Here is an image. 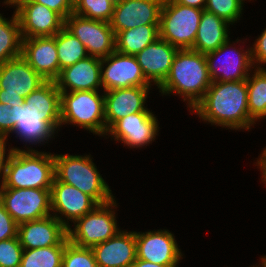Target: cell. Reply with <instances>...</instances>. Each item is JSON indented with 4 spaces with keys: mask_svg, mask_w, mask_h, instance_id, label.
<instances>
[{
    "mask_svg": "<svg viewBox=\"0 0 266 267\" xmlns=\"http://www.w3.org/2000/svg\"><path fill=\"white\" fill-rule=\"evenodd\" d=\"M191 113L211 125L231 130L249 131L256 124L249 115L246 80L212 82Z\"/></svg>",
    "mask_w": 266,
    "mask_h": 267,
    "instance_id": "obj_1",
    "label": "cell"
},
{
    "mask_svg": "<svg viewBox=\"0 0 266 267\" xmlns=\"http://www.w3.org/2000/svg\"><path fill=\"white\" fill-rule=\"evenodd\" d=\"M211 84L205 54L183 49L176 52L170 72L158 89L161 95L178 94L192 110Z\"/></svg>",
    "mask_w": 266,
    "mask_h": 267,
    "instance_id": "obj_2",
    "label": "cell"
},
{
    "mask_svg": "<svg viewBox=\"0 0 266 267\" xmlns=\"http://www.w3.org/2000/svg\"><path fill=\"white\" fill-rule=\"evenodd\" d=\"M12 149L0 188L51 189L55 178L54 154L39 152L31 146L27 150Z\"/></svg>",
    "mask_w": 266,
    "mask_h": 267,
    "instance_id": "obj_3",
    "label": "cell"
},
{
    "mask_svg": "<svg viewBox=\"0 0 266 267\" xmlns=\"http://www.w3.org/2000/svg\"><path fill=\"white\" fill-rule=\"evenodd\" d=\"M55 177L79 189L98 204L114 199L112 190L100 175L91 155L54 154Z\"/></svg>",
    "mask_w": 266,
    "mask_h": 267,
    "instance_id": "obj_4",
    "label": "cell"
},
{
    "mask_svg": "<svg viewBox=\"0 0 266 267\" xmlns=\"http://www.w3.org/2000/svg\"><path fill=\"white\" fill-rule=\"evenodd\" d=\"M61 93V127L76 125L89 133L106 136L104 93L99 91H72Z\"/></svg>",
    "mask_w": 266,
    "mask_h": 267,
    "instance_id": "obj_5",
    "label": "cell"
},
{
    "mask_svg": "<svg viewBox=\"0 0 266 267\" xmlns=\"http://www.w3.org/2000/svg\"><path fill=\"white\" fill-rule=\"evenodd\" d=\"M202 9L163 2L159 20V37L178 50L192 49L197 35Z\"/></svg>",
    "mask_w": 266,
    "mask_h": 267,
    "instance_id": "obj_6",
    "label": "cell"
},
{
    "mask_svg": "<svg viewBox=\"0 0 266 267\" xmlns=\"http://www.w3.org/2000/svg\"><path fill=\"white\" fill-rule=\"evenodd\" d=\"M117 202L115 198L107 203L97 205L92 211L74 222V228L67 229L70 242L80 247H92L107 241L121 229L116 220Z\"/></svg>",
    "mask_w": 266,
    "mask_h": 267,
    "instance_id": "obj_7",
    "label": "cell"
},
{
    "mask_svg": "<svg viewBox=\"0 0 266 267\" xmlns=\"http://www.w3.org/2000/svg\"><path fill=\"white\" fill-rule=\"evenodd\" d=\"M45 82L22 55L0 63V103L23 105L24 98Z\"/></svg>",
    "mask_w": 266,
    "mask_h": 267,
    "instance_id": "obj_8",
    "label": "cell"
},
{
    "mask_svg": "<svg viewBox=\"0 0 266 267\" xmlns=\"http://www.w3.org/2000/svg\"><path fill=\"white\" fill-rule=\"evenodd\" d=\"M0 200L17 224L52 214L51 189L0 188Z\"/></svg>",
    "mask_w": 266,
    "mask_h": 267,
    "instance_id": "obj_9",
    "label": "cell"
},
{
    "mask_svg": "<svg viewBox=\"0 0 266 267\" xmlns=\"http://www.w3.org/2000/svg\"><path fill=\"white\" fill-rule=\"evenodd\" d=\"M229 40L218 49L205 54L208 72L212 82L246 80L253 68H255L251 57V46L246 50H244V47L242 49V46L236 49L234 44L232 45ZM228 50L229 52H227Z\"/></svg>",
    "mask_w": 266,
    "mask_h": 267,
    "instance_id": "obj_10",
    "label": "cell"
},
{
    "mask_svg": "<svg viewBox=\"0 0 266 267\" xmlns=\"http://www.w3.org/2000/svg\"><path fill=\"white\" fill-rule=\"evenodd\" d=\"M65 27L86 47L89 56L102 59L116 50L115 33L109 22L72 13L65 19Z\"/></svg>",
    "mask_w": 266,
    "mask_h": 267,
    "instance_id": "obj_11",
    "label": "cell"
},
{
    "mask_svg": "<svg viewBox=\"0 0 266 267\" xmlns=\"http://www.w3.org/2000/svg\"><path fill=\"white\" fill-rule=\"evenodd\" d=\"M22 38L54 36L65 26V19L46 6L28 0H13Z\"/></svg>",
    "mask_w": 266,
    "mask_h": 267,
    "instance_id": "obj_12",
    "label": "cell"
},
{
    "mask_svg": "<svg viewBox=\"0 0 266 267\" xmlns=\"http://www.w3.org/2000/svg\"><path fill=\"white\" fill-rule=\"evenodd\" d=\"M100 76L103 92L134 86H153L145 78L135 55H125L116 50L101 59Z\"/></svg>",
    "mask_w": 266,
    "mask_h": 267,
    "instance_id": "obj_13",
    "label": "cell"
},
{
    "mask_svg": "<svg viewBox=\"0 0 266 267\" xmlns=\"http://www.w3.org/2000/svg\"><path fill=\"white\" fill-rule=\"evenodd\" d=\"M135 239L137 259L165 266H178L183 259L174 234L167 229L135 231Z\"/></svg>",
    "mask_w": 266,
    "mask_h": 267,
    "instance_id": "obj_14",
    "label": "cell"
},
{
    "mask_svg": "<svg viewBox=\"0 0 266 267\" xmlns=\"http://www.w3.org/2000/svg\"><path fill=\"white\" fill-rule=\"evenodd\" d=\"M159 124L153 112L128 114L117 120L106 132V136L132 148L149 146L156 139Z\"/></svg>",
    "mask_w": 266,
    "mask_h": 267,
    "instance_id": "obj_15",
    "label": "cell"
},
{
    "mask_svg": "<svg viewBox=\"0 0 266 267\" xmlns=\"http://www.w3.org/2000/svg\"><path fill=\"white\" fill-rule=\"evenodd\" d=\"M99 205L92 197L74 186L60 182L56 177L51 186V210L67 229ZM64 216V217H63Z\"/></svg>",
    "mask_w": 266,
    "mask_h": 267,
    "instance_id": "obj_16",
    "label": "cell"
},
{
    "mask_svg": "<svg viewBox=\"0 0 266 267\" xmlns=\"http://www.w3.org/2000/svg\"><path fill=\"white\" fill-rule=\"evenodd\" d=\"M162 4L161 0H118L109 22L115 36L123 30L159 24Z\"/></svg>",
    "mask_w": 266,
    "mask_h": 267,
    "instance_id": "obj_17",
    "label": "cell"
},
{
    "mask_svg": "<svg viewBox=\"0 0 266 267\" xmlns=\"http://www.w3.org/2000/svg\"><path fill=\"white\" fill-rule=\"evenodd\" d=\"M151 86H134L104 91L106 132L128 114L152 112L145 106Z\"/></svg>",
    "mask_w": 266,
    "mask_h": 267,
    "instance_id": "obj_18",
    "label": "cell"
},
{
    "mask_svg": "<svg viewBox=\"0 0 266 267\" xmlns=\"http://www.w3.org/2000/svg\"><path fill=\"white\" fill-rule=\"evenodd\" d=\"M22 56L46 81H55L60 74L54 36L22 39Z\"/></svg>",
    "mask_w": 266,
    "mask_h": 267,
    "instance_id": "obj_19",
    "label": "cell"
},
{
    "mask_svg": "<svg viewBox=\"0 0 266 267\" xmlns=\"http://www.w3.org/2000/svg\"><path fill=\"white\" fill-rule=\"evenodd\" d=\"M100 75L101 59L87 56L62 69L55 83L60 92L100 91L99 87H102Z\"/></svg>",
    "mask_w": 266,
    "mask_h": 267,
    "instance_id": "obj_20",
    "label": "cell"
},
{
    "mask_svg": "<svg viewBox=\"0 0 266 267\" xmlns=\"http://www.w3.org/2000/svg\"><path fill=\"white\" fill-rule=\"evenodd\" d=\"M67 236V228L52 214L18 224L17 237L23 249L58 245Z\"/></svg>",
    "mask_w": 266,
    "mask_h": 267,
    "instance_id": "obj_21",
    "label": "cell"
},
{
    "mask_svg": "<svg viewBox=\"0 0 266 267\" xmlns=\"http://www.w3.org/2000/svg\"><path fill=\"white\" fill-rule=\"evenodd\" d=\"M91 249L98 267H131L137 258L135 231L120 230Z\"/></svg>",
    "mask_w": 266,
    "mask_h": 267,
    "instance_id": "obj_22",
    "label": "cell"
},
{
    "mask_svg": "<svg viewBox=\"0 0 266 267\" xmlns=\"http://www.w3.org/2000/svg\"><path fill=\"white\" fill-rule=\"evenodd\" d=\"M178 49L160 37L135 55L145 78L157 88L168 76Z\"/></svg>",
    "mask_w": 266,
    "mask_h": 267,
    "instance_id": "obj_23",
    "label": "cell"
},
{
    "mask_svg": "<svg viewBox=\"0 0 266 267\" xmlns=\"http://www.w3.org/2000/svg\"><path fill=\"white\" fill-rule=\"evenodd\" d=\"M24 103L58 133V128L61 127V93L55 81H46L24 98Z\"/></svg>",
    "mask_w": 266,
    "mask_h": 267,
    "instance_id": "obj_24",
    "label": "cell"
},
{
    "mask_svg": "<svg viewBox=\"0 0 266 267\" xmlns=\"http://www.w3.org/2000/svg\"><path fill=\"white\" fill-rule=\"evenodd\" d=\"M12 133H15L16 138L19 137L27 146V143L29 145L48 143L57 132L24 103L16 105V127Z\"/></svg>",
    "mask_w": 266,
    "mask_h": 267,
    "instance_id": "obj_25",
    "label": "cell"
},
{
    "mask_svg": "<svg viewBox=\"0 0 266 267\" xmlns=\"http://www.w3.org/2000/svg\"><path fill=\"white\" fill-rule=\"evenodd\" d=\"M229 25L224 19L204 9L192 50L206 54L218 49L230 39Z\"/></svg>",
    "mask_w": 266,
    "mask_h": 267,
    "instance_id": "obj_26",
    "label": "cell"
},
{
    "mask_svg": "<svg viewBox=\"0 0 266 267\" xmlns=\"http://www.w3.org/2000/svg\"><path fill=\"white\" fill-rule=\"evenodd\" d=\"M159 38V24H147L120 31L115 36L116 51L136 55Z\"/></svg>",
    "mask_w": 266,
    "mask_h": 267,
    "instance_id": "obj_27",
    "label": "cell"
},
{
    "mask_svg": "<svg viewBox=\"0 0 266 267\" xmlns=\"http://www.w3.org/2000/svg\"><path fill=\"white\" fill-rule=\"evenodd\" d=\"M22 35L16 12L10 19L0 14V63L22 55Z\"/></svg>",
    "mask_w": 266,
    "mask_h": 267,
    "instance_id": "obj_28",
    "label": "cell"
},
{
    "mask_svg": "<svg viewBox=\"0 0 266 267\" xmlns=\"http://www.w3.org/2000/svg\"><path fill=\"white\" fill-rule=\"evenodd\" d=\"M247 83V101L250 117L257 122L266 119V68H254Z\"/></svg>",
    "mask_w": 266,
    "mask_h": 267,
    "instance_id": "obj_29",
    "label": "cell"
},
{
    "mask_svg": "<svg viewBox=\"0 0 266 267\" xmlns=\"http://www.w3.org/2000/svg\"><path fill=\"white\" fill-rule=\"evenodd\" d=\"M60 71L89 56L86 47L65 26L55 34Z\"/></svg>",
    "mask_w": 266,
    "mask_h": 267,
    "instance_id": "obj_30",
    "label": "cell"
},
{
    "mask_svg": "<svg viewBox=\"0 0 266 267\" xmlns=\"http://www.w3.org/2000/svg\"><path fill=\"white\" fill-rule=\"evenodd\" d=\"M66 237L56 246L24 249L20 267H61Z\"/></svg>",
    "mask_w": 266,
    "mask_h": 267,
    "instance_id": "obj_31",
    "label": "cell"
},
{
    "mask_svg": "<svg viewBox=\"0 0 266 267\" xmlns=\"http://www.w3.org/2000/svg\"><path fill=\"white\" fill-rule=\"evenodd\" d=\"M115 3L113 0H74L73 13L89 19L110 22Z\"/></svg>",
    "mask_w": 266,
    "mask_h": 267,
    "instance_id": "obj_32",
    "label": "cell"
},
{
    "mask_svg": "<svg viewBox=\"0 0 266 267\" xmlns=\"http://www.w3.org/2000/svg\"><path fill=\"white\" fill-rule=\"evenodd\" d=\"M61 267H98L90 247H80L68 240L62 256Z\"/></svg>",
    "mask_w": 266,
    "mask_h": 267,
    "instance_id": "obj_33",
    "label": "cell"
},
{
    "mask_svg": "<svg viewBox=\"0 0 266 267\" xmlns=\"http://www.w3.org/2000/svg\"><path fill=\"white\" fill-rule=\"evenodd\" d=\"M244 2L245 0H206L205 10L233 25L240 20Z\"/></svg>",
    "mask_w": 266,
    "mask_h": 267,
    "instance_id": "obj_34",
    "label": "cell"
},
{
    "mask_svg": "<svg viewBox=\"0 0 266 267\" xmlns=\"http://www.w3.org/2000/svg\"><path fill=\"white\" fill-rule=\"evenodd\" d=\"M23 248L18 237L0 241V267H20Z\"/></svg>",
    "mask_w": 266,
    "mask_h": 267,
    "instance_id": "obj_35",
    "label": "cell"
},
{
    "mask_svg": "<svg viewBox=\"0 0 266 267\" xmlns=\"http://www.w3.org/2000/svg\"><path fill=\"white\" fill-rule=\"evenodd\" d=\"M16 127V105L0 103V136L7 138Z\"/></svg>",
    "mask_w": 266,
    "mask_h": 267,
    "instance_id": "obj_36",
    "label": "cell"
},
{
    "mask_svg": "<svg viewBox=\"0 0 266 267\" xmlns=\"http://www.w3.org/2000/svg\"><path fill=\"white\" fill-rule=\"evenodd\" d=\"M18 224L5 210L3 202L0 200V241L17 237Z\"/></svg>",
    "mask_w": 266,
    "mask_h": 267,
    "instance_id": "obj_37",
    "label": "cell"
},
{
    "mask_svg": "<svg viewBox=\"0 0 266 267\" xmlns=\"http://www.w3.org/2000/svg\"><path fill=\"white\" fill-rule=\"evenodd\" d=\"M252 46L251 57L253 65L256 68H262V66L266 64V28L263 30L261 35H258V38L254 40Z\"/></svg>",
    "mask_w": 266,
    "mask_h": 267,
    "instance_id": "obj_38",
    "label": "cell"
},
{
    "mask_svg": "<svg viewBox=\"0 0 266 267\" xmlns=\"http://www.w3.org/2000/svg\"><path fill=\"white\" fill-rule=\"evenodd\" d=\"M39 3L60 14L64 19L68 18L74 9V0H28Z\"/></svg>",
    "mask_w": 266,
    "mask_h": 267,
    "instance_id": "obj_39",
    "label": "cell"
},
{
    "mask_svg": "<svg viewBox=\"0 0 266 267\" xmlns=\"http://www.w3.org/2000/svg\"><path fill=\"white\" fill-rule=\"evenodd\" d=\"M7 141H8V138L0 136V177L2 178L1 183L4 177L7 158L13 150L12 148H8L9 150L6 149L7 148L6 144L8 143ZM6 150L8 152L7 154H6Z\"/></svg>",
    "mask_w": 266,
    "mask_h": 267,
    "instance_id": "obj_40",
    "label": "cell"
},
{
    "mask_svg": "<svg viewBox=\"0 0 266 267\" xmlns=\"http://www.w3.org/2000/svg\"><path fill=\"white\" fill-rule=\"evenodd\" d=\"M178 4H182L189 7H194L198 9H205L206 0H173Z\"/></svg>",
    "mask_w": 266,
    "mask_h": 267,
    "instance_id": "obj_41",
    "label": "cell"
},
{
    "mask_svg": "<svg viewBox=\"0 0 266 267\" xmlns=\"http://www.w3.org/2000/svg\"><path fill=\"white\" fill-rule=\"evenodd\" d=\"M131 267H178V266H165L136 258L135 262L131 265Z\"/></svg>",
    "mask_w": 266,
    "mask_h": 267,
    "instance_id": "obj_42",
    "label": "cell"
},
{
    "mask_svg": "<svg viewBox=\"0 0 266 267\" xmlns=\"http://www.w3.org/2000/svg\"><path fill=\"white\" fill-rule=\"evenodd\" d=\"M256 165L258 166V168L262 173H266V147L263 148V152L257 159Z\"/></svg>",
    "mask_w": 266,
    "mask_h": 267,
    "instance_id": "obj_43",
    "label": "cell"
},
{
    "mask_svg": "<svg viewBox=\"0 0 266 267\" xmlns=\"http://www.w3.org/2000/svg\"><path fill=\"white\" fill-rule=\"evenodd\" d=\"M260 262H261V263H259L260 265H258L256 267H266V256H262Z\"/></svg>",
    "mask_w": 266,
    "mask_h": 267,
    "instance_id": "obj_44",
    "label": "cell"
},
{
    "mask_svg": "<svg viewBox=\"0 0 266 267\" xmlns=\"http://www.w3.org/2000/svg\"><path fill=\"white\" fill-rule=\"evenodd\" d=\"M262 175V181L264 182V184H266V173H261Z\"/></svg>",
    "mask_w": 266,
    "mask_h": 267,
    "instance_id": "obj_45",
    "label": "cell"
},
{
    "mask_svg": "<svg viewBox=\"0 0 266 267\" xmlns=\"http://www.w3.org/2000/svg\"><path fill=\"white\" fill-rule=\"evenodd\" d=\"M12 1H13V0H5V1L2 2V3H4L5 5H9Z\"/></svg>",
    "mask_w": 266,
    "mask_h": 267,
    "instance_id": "obj_46",
    "label": "cell"
}]
</instances>
